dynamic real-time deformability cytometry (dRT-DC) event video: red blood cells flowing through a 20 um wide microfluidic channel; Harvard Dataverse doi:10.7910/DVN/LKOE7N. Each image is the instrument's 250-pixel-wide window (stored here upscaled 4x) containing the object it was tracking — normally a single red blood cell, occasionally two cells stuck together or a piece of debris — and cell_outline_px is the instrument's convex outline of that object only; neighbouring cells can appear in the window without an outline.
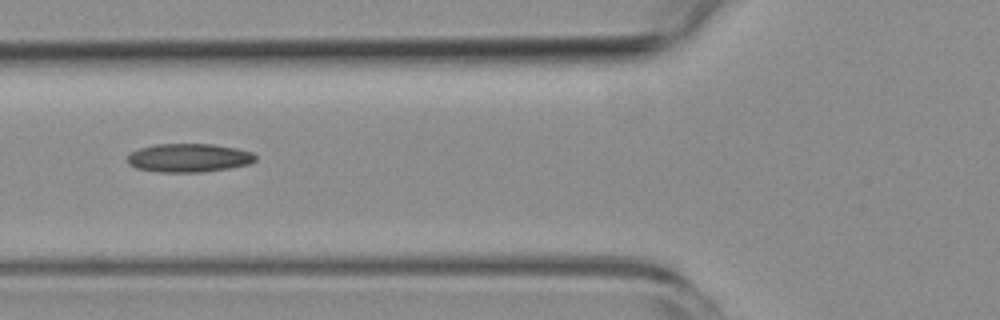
{"species": "common noctule bat (a hibernating species)", "species_latin": "Nyctalus noctula", "temperature_condition": "room temperature", "stored_images_in_passage": 8, "camera_frame_rate_fps": 3000, "um_per_image_px": 0.085, "animal": {"sex": "female", "body_mass_g": 19.3, "forearm_length_mm": 54.1}, "frame": {"image": 1, "passage_image": 3, "time_ms": 2.333, "image_size_px": [1000, 320], "cell_outline_px": [[256, 160], [248, 164], [228, 168], [204, 172], [160, 172], [136, 168], [128, 164], [128, 156], [132, 152], [140, 148], [156, 144], [212, 144], [236, 148], [252, 152], [256, 156]], "centroid_in_image_um": [16.05, 13.42], "position_along_channel_um": 109.7, "area_um2": 21.21}}
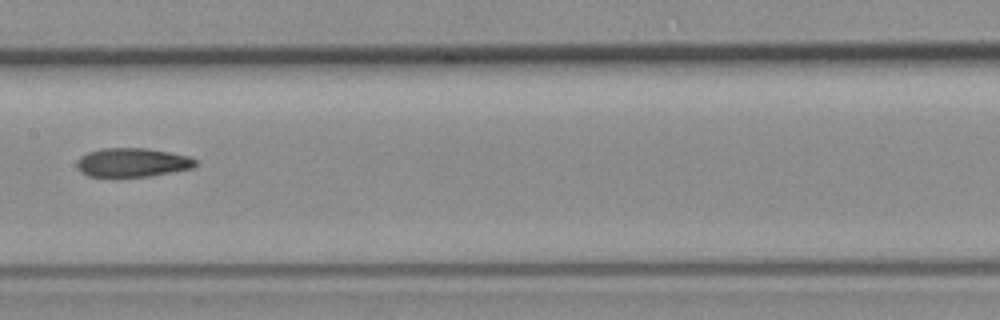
{"frame": {"image": 2, "passage_image": 5, "time_ms": 4.667, "image_size_px": [1000, 320], "cell_outline_px": [[196, 164], [192, 168], [172, 172], [148, 176], [112, 180], [88, 176], [80, 172], [76, 164], [76, 160], [80, 156], [88, 152], [104, 148], [148, 148], [188, 156], [196, 160]], "centroid_in_image_um": [11.16, 13.86], "position_along_channel_um": 196.2, "area_um2": 20.69}}
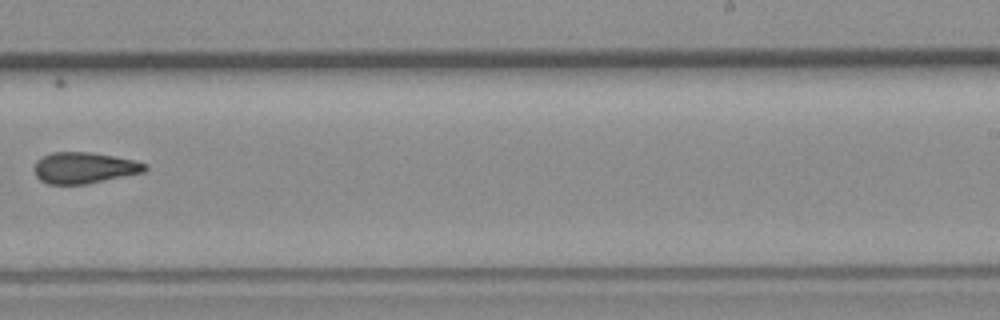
{"frame": {"image": 3, "passage_image": 7, "time_ms": 7.0, "image_size_px": [1000, 320], "cell_outline_px": [[148, 168], [144, 172], [88, 184], [48, 184], [40, 180], [36, 176], [32, 168], [36, 160], [52, 152], [88, 152], [112, 156], [132, 160], [148, 164]], "centroid_in_image_um": [7.13, 14.27], "position_along_channel_um": 281.9, "area_um2": 20.17}}